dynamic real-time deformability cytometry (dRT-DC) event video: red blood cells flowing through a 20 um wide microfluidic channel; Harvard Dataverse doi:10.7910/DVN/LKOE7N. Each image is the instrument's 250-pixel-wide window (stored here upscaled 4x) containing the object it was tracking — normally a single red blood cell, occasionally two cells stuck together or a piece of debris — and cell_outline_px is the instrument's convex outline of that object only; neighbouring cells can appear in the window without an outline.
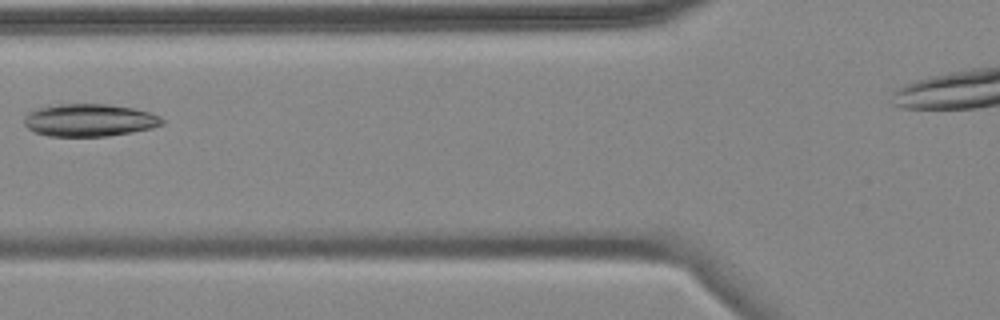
{"species": "common noctule bat (a hibernating species)", "species_latin": "Nyctalus noctula", "temperature_condition": "cold", "stored_images_in_passage": 4, "camera_frame_rate_fps": 3000, "um_per_image_px": 0.085, "animal": {"sex": "female", "body_mass_g": 18.4}, "frame": {"image": 1, "passage_image": 3, "time_ms": 3.0, "image_size_px": [1000, 320], "cell_outline_px": [[164, 124], [152, 128], [132, 132], [108, 136], [48, 136], [32, 132], [24, 124], [24, 116], [28, 112], [36, 108], [60, 104], [108, 104], [132, 108], [148, 112], [160, 116], [164, 120]], "centroid_in_image_um": [7.57, 10.22], "position_along_channel_um": 118.2, "area_um2": 26.3}}
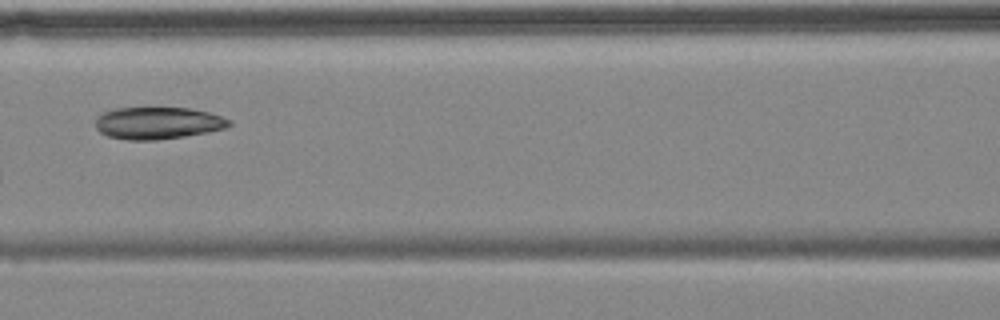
{"frame": {"image": 2, "passage_image": 4, "time_ms": 4.0, "image_size_px": [1000, 320], "cell_outline_px": [[232, 124], [224, 128], [208, 132], [184, 136], [156, 140], [128, 140], [108, 136], [100, 132], [96, 128], [96, 116], [112, 108], [192, 108], [208, 112], [232, 120]], "centroid_in_image_um": [13.4, 10.45], "position_along_channel_um": 153.2, "area_um2": 25.03}}